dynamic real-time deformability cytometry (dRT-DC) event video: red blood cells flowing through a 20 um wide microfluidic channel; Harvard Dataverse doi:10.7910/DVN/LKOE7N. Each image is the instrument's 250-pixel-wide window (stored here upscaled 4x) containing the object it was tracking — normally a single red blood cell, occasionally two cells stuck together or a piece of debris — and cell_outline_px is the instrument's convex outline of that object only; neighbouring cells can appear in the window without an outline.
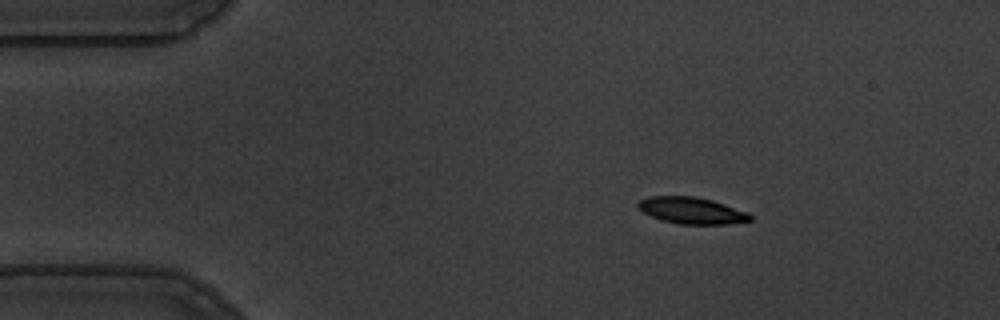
{"species": "common noctule bat (a hibernating species)", "species_latin": "Nyctalus noctula", "temperature_condition": "warm", "stored_images_in_passage": 48, "camera_frame_rate_fps": 3000, "um_per_image_px": 0.085, "animal": {"sex": "male", "body_mass_g": 19.5, "forearm_length_mm": 54.6}, "frame": {"image": 1, "passage_image": 1, "time_ms": 0.0, "image_size_px": [1000, 320], "cell_outline_px": [[752, 220], [724, 224], [680, 224], [664, 220], [652, 216], [636, 208], [636, 204], [640, 200], [648, 196], [692, 196], [712, 200], [748, 212], [752, 216]], "centroid_in_image_um": [58.77, 17.88], "position_along_channel_um": 26.2, "area_um2": 17.22}}
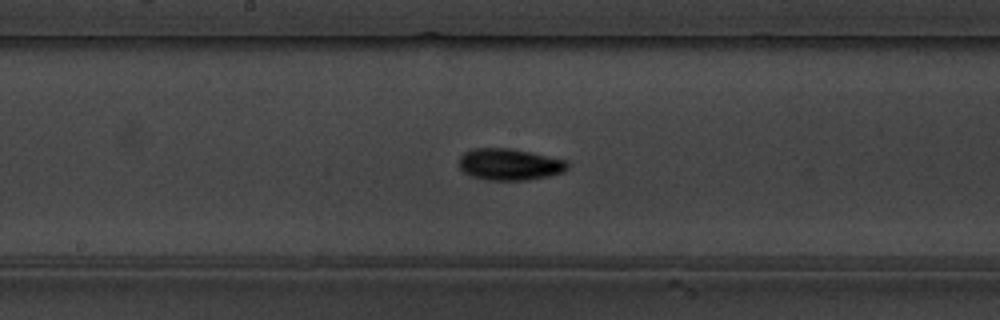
{"frame": {"image": 2, "passage_image": 21, "time_ms": 6.667, "image_size_px": [1000, 320], "cell_outline_px": [[568, 168], [564, 172], [548, 176], [528, 180], [484, 180], [472, 176], [464, 172], [460, 168], [460, 156], [464, 152], [472, 148], [508, 148], [532, 152], [568, 160]], "centroid_in_image_um": [43.33, 13.97], "position_along_channel_um": 204.9, "area_um2": 20.17}}
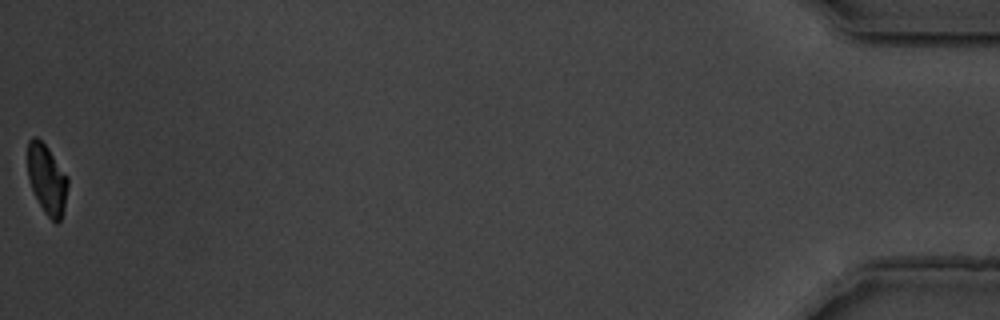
{"frame": {"image": 3, "passage_image": 48, "time_ms": 15.667, "image_size_px": [1000, 320], "cell_outline_px": [[68, 184], [64, 208], [60, 220], [56, 224], [44, 212], [32, 188], [28, 176], [28, 140], [32, 136], [36, 136], [48, 148], [68, 176]], "centroid_in_image_um": [4.0, 15.22], "position_along_channel_um": 431.2, "area_um2": 16.13}, "authors_computed_cell_mechanics": {"area_um2": 18.1203, "velocity_mm_per_s": 3.6164, "shape_relaxation_time_tau1_ms": 3.0392, "shape_relaxation_time_tau2_ms": null, "deformation_change_tau1": 0.1416, "deformation_change_tau2": null}}